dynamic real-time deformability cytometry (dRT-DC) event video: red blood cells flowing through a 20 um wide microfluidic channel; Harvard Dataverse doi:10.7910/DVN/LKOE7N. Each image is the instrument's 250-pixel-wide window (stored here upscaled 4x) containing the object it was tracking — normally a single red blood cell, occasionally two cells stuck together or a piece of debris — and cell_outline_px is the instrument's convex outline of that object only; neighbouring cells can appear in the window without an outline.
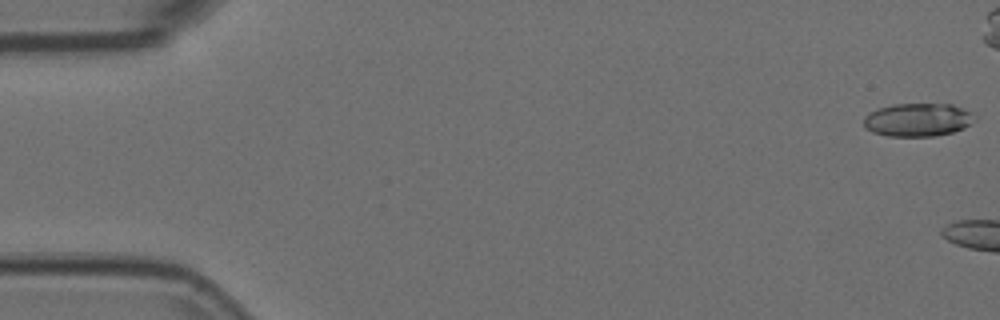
{"species": "Egyptian fruit bat (a non-hibernating species)", "species_latin": "Rousettus aegyptiacus", "temperature_condition": "room temperature", "stored_images_in_passage": 11, "camera_frame_rate_fps": 3000, "um_per_image_px": 0.085, "animal": {"sex": "female"}, "frame": {"image": 1, "passage_image": 1, "time_ms": 0.0, "image_size_px": [1000, 320], "cell_outline_px": [[976, 120], [964, 128], [952, 132], [936, 136], [888, 136], [872, 132], [864, 128], [864, 116], [868, 112], [892, 104], [952, 104], [972, 112]], "centroid_in_image_um": [78.0, 10.18], "position_along_channel_um": 7.0, "area_um2": 21.62}}